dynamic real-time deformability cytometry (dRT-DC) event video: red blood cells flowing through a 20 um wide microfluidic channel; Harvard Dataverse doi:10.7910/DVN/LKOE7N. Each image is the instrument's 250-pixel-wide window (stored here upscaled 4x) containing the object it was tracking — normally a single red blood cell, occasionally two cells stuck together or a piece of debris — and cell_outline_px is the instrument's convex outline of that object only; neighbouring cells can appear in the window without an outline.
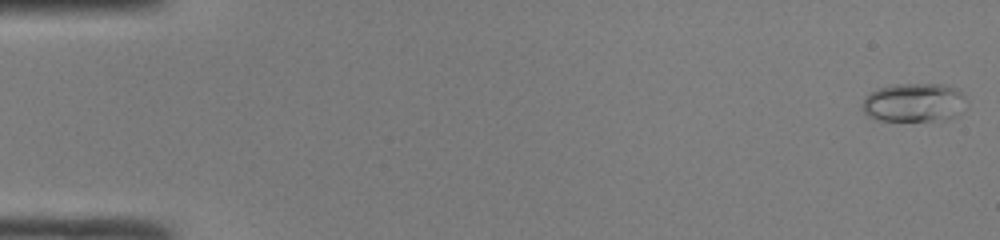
{"species": "common noctule bat (a hibernating species)", "species_latin": "Nyctalus noctula", "temperature_condition": "room temperature", "stored_images_in_passage": 49, "camera_frame_rate_fps": 3000, "um_per_image_px": 0.085, "animal": {"sex": "male", "body_mass_g": 19.0, "forearm_length_mm": 50.8}, "frame": {"image": 1, "passage_image": 1, "time_ms": 0.0, "image_size_px": [1000, 240], "cell_outline_px": [[964, 96], [940, 116], [932, 120], [876, 120], [868, 116], [864, 112], [860, 104], [864, 96], [880, 88], [896, 84], [944, 84], [956, 88]], "centroid_in_image_um": [77.37, 8.65], "position_along_channel_um": 7.6, "area_um2": 21.62}}
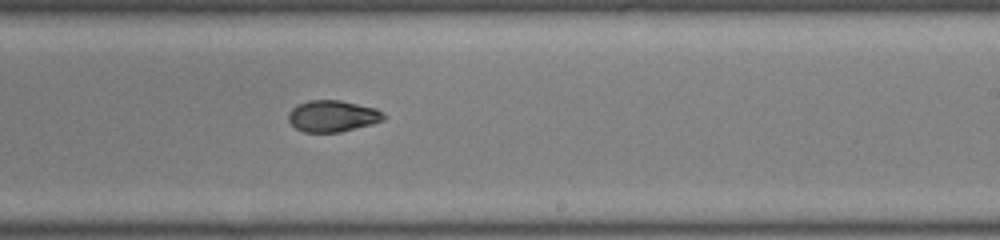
{"frame": {"image": 2, "passage_image": 30, "time_ms": 9.667, "image_size_px": [1000, 240], "cell_outline_px": [[388, 116], [384, 120], [372, 124], [340, 132], [304, 132], [296, 128], [288, 120], [288, 112], [296, 104], [308, 100], [340, 100], [376, 108], [384, 112]], "centroid_in_image_um": [28.28, 9.86], "position_along_channel_um": 260.7, "area_um2": 17.69}}
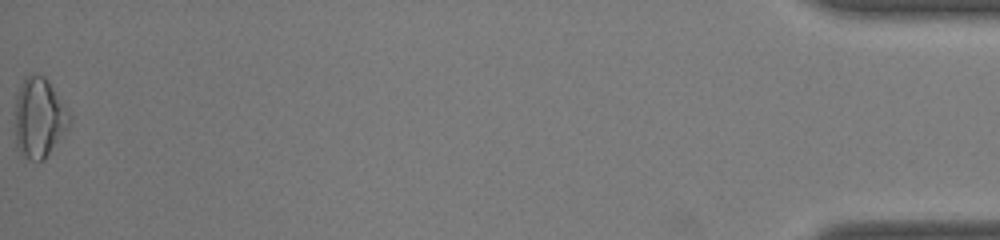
{"frame": {"image": 3, "passage_image": 49, "time_ms": 16.0, "image_size_px": [1000, 240], "cell_outline_px": [[72, 120], [68, 128], [44, 160], [32, 160], [24, 156], [16, 148], [16, 92], [24, 76], [32, 72], [44, 76], [48, 80], [72, 116]], "centroid_in_image_um": [3.33, 9.97], "position_along_channel_um": 431.9, "area_um2": 25.55}, "authors_computed_cell_mechanics": {"area_um2": 18.0914, "velocity_mm_per_s": 4.2172, "shape_relaxation_time_tau1_ms": null, "shape_relaxation_time_tau2_ms": 2.3942, "deformation_change_tau1": null, "deformation_change_tau2": 0.0646}}